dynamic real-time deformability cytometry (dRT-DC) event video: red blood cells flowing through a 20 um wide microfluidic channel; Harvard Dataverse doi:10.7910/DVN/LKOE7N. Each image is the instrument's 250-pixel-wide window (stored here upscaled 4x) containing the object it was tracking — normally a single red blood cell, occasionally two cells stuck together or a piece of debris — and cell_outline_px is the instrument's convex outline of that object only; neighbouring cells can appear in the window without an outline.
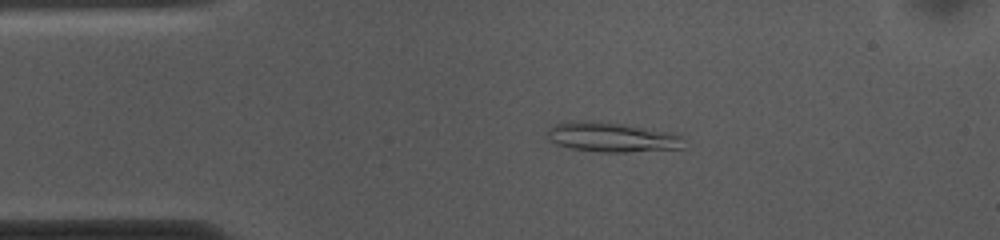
{"species": "common noctule bat (a hibernating species)", "species_latin": "Nyctalus noctula", "temperature_condition": "cold", "stored_images_in_passage": 54, "camera_frame_rate_fps": 3000, "um_per_image_px": 0.085, "animal": {"sex": "female", "body_mass_g": 10.0, "forearm_length_mm": 53.1}, "frame": {"image": 1, "passage_image": 10, "time_ms": 3.0, "image_size_px": [1000, 240], "cell_outline_px": [[684, 148], [628, 152], [600, 152], [572, 148], [556, 144], [548, 140], [548, 128], [552, 124], [568, 120], [596, 120], [652, 128], [684, 136]], "centroid_in_image_um": [51.99, 11.63], "position_along_channel_um": 33.0, "area_um2": 24.16}}
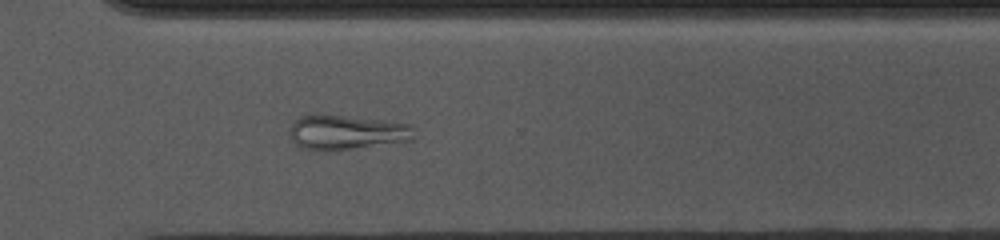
{"frame": {"image": 2, "passage_image": 38, "time_ms": 12.333, "image_size_px": [1000, 240], "cell_outline_px": [[416, 136], [412, 140], [328, 152], [304, 148], [296, 144], [292, 140], [288, 132], [292, 124], [300, 116], [344, 116], [380, 120], [408, 124], [412, 128]], "centroid_in_image_um": [29.45, 11.28], "position_along_channel_um": 341.1, "area_um2": 24.74}}
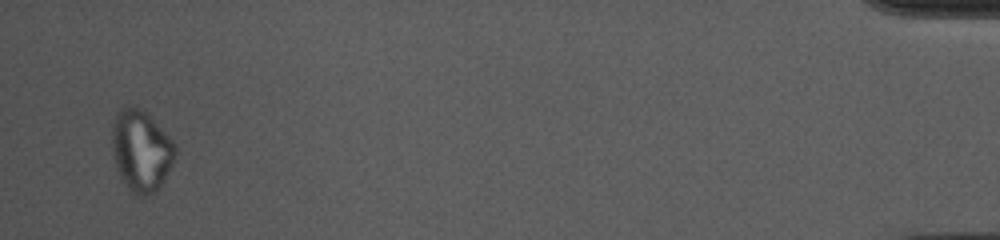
{"frame": {"image": 3, "passage_image": 52, "time_ms": 17.0, "image_size_px": [1000, 240], "cell_outline_px": [[176, 152], [172, 164], [164, 180], [156, 192], [144, 196], [136, 196], [128, 188], [120, 176], [112, 152], [112, 124], [120, 108], [132, 104], [140, 108], [176, 144]], "centroid_in_image_um": [11.98, 12.82], "position_along_channel_um": 423.2, "area_um2": 29.71}}